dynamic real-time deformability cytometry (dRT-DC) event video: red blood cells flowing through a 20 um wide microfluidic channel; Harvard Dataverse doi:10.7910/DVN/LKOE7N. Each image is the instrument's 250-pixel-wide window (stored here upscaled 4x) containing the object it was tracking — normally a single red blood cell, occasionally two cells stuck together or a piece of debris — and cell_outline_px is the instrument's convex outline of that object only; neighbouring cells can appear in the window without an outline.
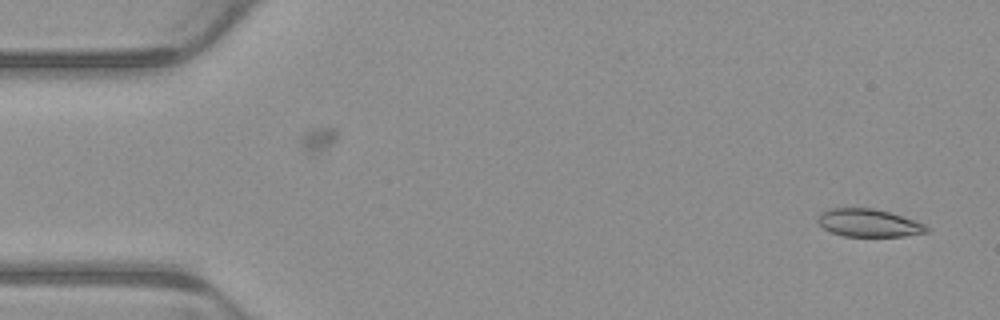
{"species": "common noctule bat (a hibernating species)", "species_latin": "Nyctalus noctula", "temperature_condition": "warm", "stored_images_in_passage": 4, "camera_frame_rate_fps": 3000, "um_per_image_px": 0.085, "animal": {"sex": "male", "body_mass_g": 23.1, "forearm_length_mm": 52.7}, "frame": {"image": 1, "passage_image": 4, "time_ms": 1.0, "image_size_px": [1000, 320], "cell_outline_px": [[928, 232], [904, 236], [844, 236], [832, 232], [824, 228], [816, 220], [816, 216], [820, 212], [828, 208], [872, 208], [888, 212], [924, 224], [928, 228]], "centroid_in_image_um": [73.77, 18.94], "position_along_channel_um": 11.2, "area_um2": 17.46}}